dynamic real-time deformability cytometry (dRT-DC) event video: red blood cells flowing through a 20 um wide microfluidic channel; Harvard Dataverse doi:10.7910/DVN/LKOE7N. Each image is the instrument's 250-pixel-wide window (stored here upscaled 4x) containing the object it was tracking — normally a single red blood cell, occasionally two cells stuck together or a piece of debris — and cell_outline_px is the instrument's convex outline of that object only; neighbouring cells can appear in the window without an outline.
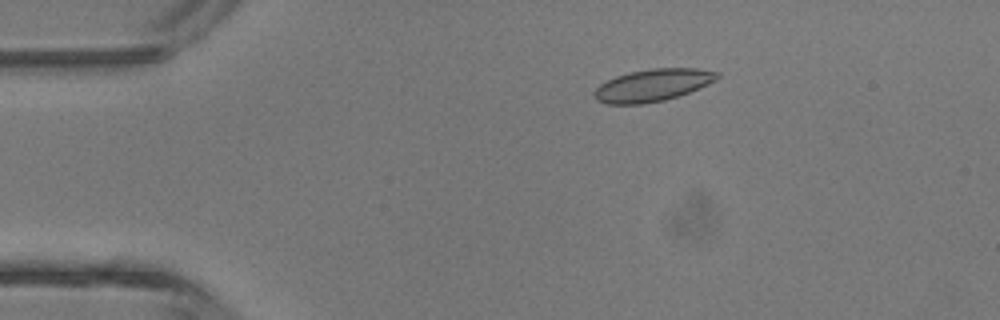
{"species": "common noctule bat (a hibernating species)", "species_latin": "Nyctalus noctula", "temperature_condition": "room temperature", "stored_images_in_passage": 4, "camera_frame_rate_fps": 3000, "um_per_image_px": 0.085, "animal": {"sex": "male", "body_mass_g": 13.3}, "frame": {"image": 1, "passage_image": 2, "time_ms": 1.333, "image_size_px": [1000, 320], "cell_outline_px": [[720, 76], [716, 80], [708, 84], [688, 92], [664, 100], [644, 104], [608, 104], [596, 100], [592, 96], [592, 92], [600, 84], [616, 76], [648, 68], [696, 68], [720, 72]], "centroid_in_image_um": [55.46, 7.24], "position_along_channel_um": 29.5, "area_um2": 23.12}}